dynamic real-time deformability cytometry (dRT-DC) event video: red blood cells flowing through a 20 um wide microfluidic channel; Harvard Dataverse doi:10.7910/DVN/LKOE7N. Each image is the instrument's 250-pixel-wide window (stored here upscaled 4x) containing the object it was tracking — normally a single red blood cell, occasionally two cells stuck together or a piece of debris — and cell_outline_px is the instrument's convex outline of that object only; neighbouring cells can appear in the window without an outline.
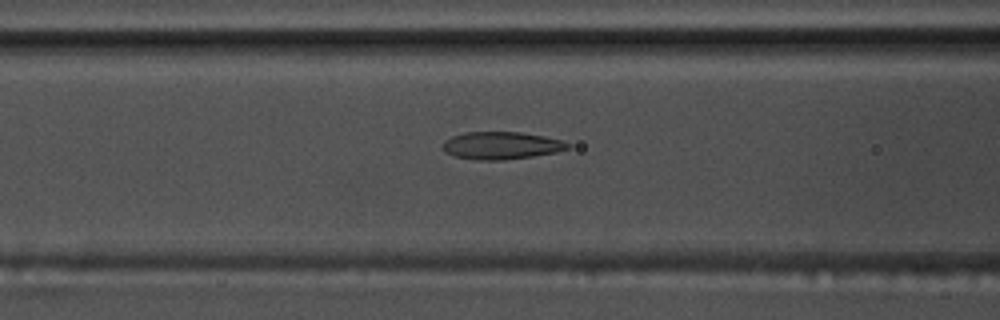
{"species": "common noctule bat (a hibernating species)", "species_latin": "Nyctalus noctula", "temperature_condition": "warm", "stored_images_in_passage": 46, "camera_frame_rate_fps": 3000, "um_per_image_px": 0.085, "animal": {"sex": "male", "body_mass_g": 17.5, "forearm_length_mm": 52.3}, "frame": {"image": 1, "passage_image": 14, "time_ms": 4.333, "image_size_px": [1000, 320], "cell_outline_px": [[572, 144], [568, 148], [556, 152], [532, 156], [500, 160], [480, 160], [456, 156], [448, 152], [444, 148], [444, 140], [452, 136], [464, 132], [520, 132], [544, 136], [564, 140]], "centroid_in_image_um": [42.67, 12.35], "position_along_channel_um": 123.9, "area_um2": 19.83}}
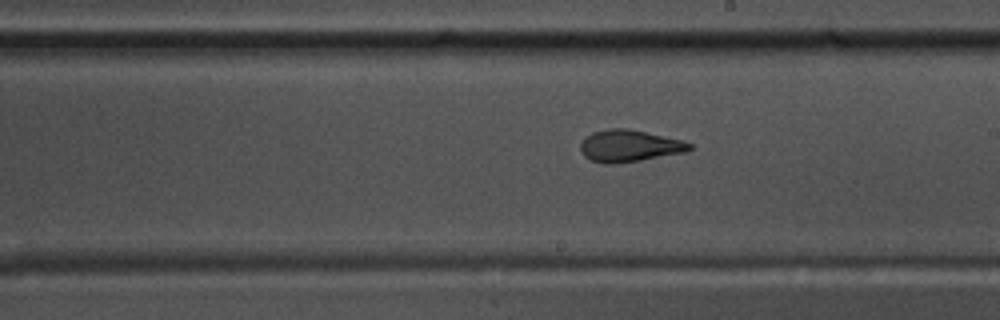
{"frame": {"image": 2, "passage_image": 23, "time_ms": 7.333, "image_size_px": [1000, 320], "cell_outline_px": [[692, 148], [684, 152], [640, 160], [612, 164], [604, 164], [592, 160], [584, 156], [580, 148], [580, 144], [592, 132], [608, 128], [628, 128], [680, 140], [692, 144]], "centroid_in_image_um": [53.46, 12.4], "position_along_channel_um": 235.5, "area_um2": 19.94}}
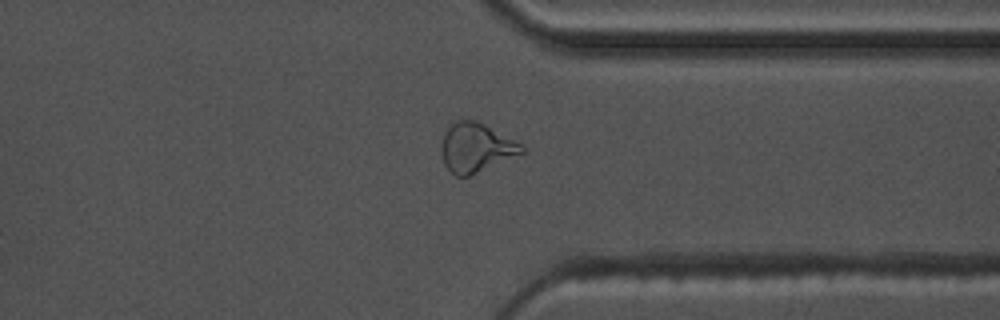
{"frame": {"image": 3, "passage_image": 34, "time_ms": 11.0, "image_size_px": [1000, 320], "cell_outline_px": [[524, 152], [468, 176], [456, 176], [444, 164], [444, 132], [456, 120], [476, 120], [524, 144]], "centroid_in_image_um": [40.51, 12.53], "position_along_channel_um": 370.9, "area_um2": 22.31}, "authors_computed_cell_mechanics": {"area_um2": 20.3745, "velocity_mm_per_s": 3.7283, "shape_relaxation_time_tau1_ms": 9.9874, "shape_relaxation_time_tau2_ms": 1.885, "deformation_change_tau1": 0.3043, "deformation_change_tau2": 0.1063}}